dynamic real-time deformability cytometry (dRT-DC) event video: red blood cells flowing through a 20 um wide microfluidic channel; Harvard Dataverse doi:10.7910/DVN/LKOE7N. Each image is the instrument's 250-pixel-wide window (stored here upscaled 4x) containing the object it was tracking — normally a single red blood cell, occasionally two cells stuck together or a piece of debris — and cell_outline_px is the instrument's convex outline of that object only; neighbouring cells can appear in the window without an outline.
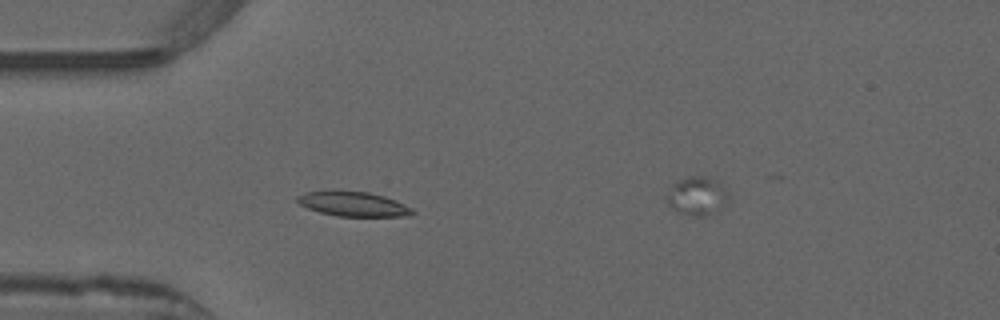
{"species": "common noctule bat (a hibernating species)", "species_latin": "Nyctalus noctula", "temperature_condition": "warm", "stored_images_in_passage": 34, "camera_frame_rate_fps": 3000, "um_per_image_px": 0.085, "animal": {"sex": "male", "forearm_length_mm": 52.5}, "frame": {"image": 1, "passage_image": 2, "time_ms": 0.333, "image_size_px": [1000, 320], "cell_outline_px": [[416, 212], [412, 216], [336, 216], [320, 212], [308, 208], [300, 204], [296, 200], [296, 196], [304, 192], [332, 188], [368, 192], [384, 196], [396, 200], [412, 208]], "centroid_in_image_um": [29.99, 17.3], "position_along_channel_um": 55.0, "area_um2": 17.17}}
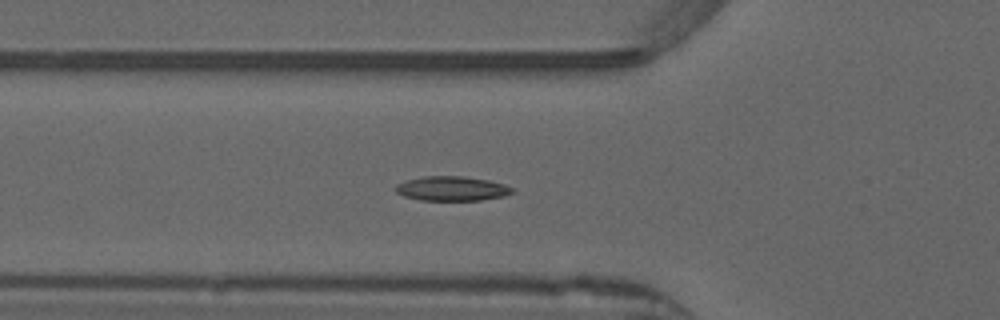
{"frame": {"image": 2, "passage_image": 5, "time_ms": 1.333, "image_size_px": [1000, 320], "cell_outline_px": [[512, 192], [504, 196], [480, 200], [420, 200], [404, 196], [396, 192], [396, 184], [408, 180], [424, 176], [464, 176], [488, 180], [504, 184], [512, 188]], "centroid_in_image_um": [38.4, 16.02], "position_along_channel_um": 87.4, "area_um2": 16.47}}
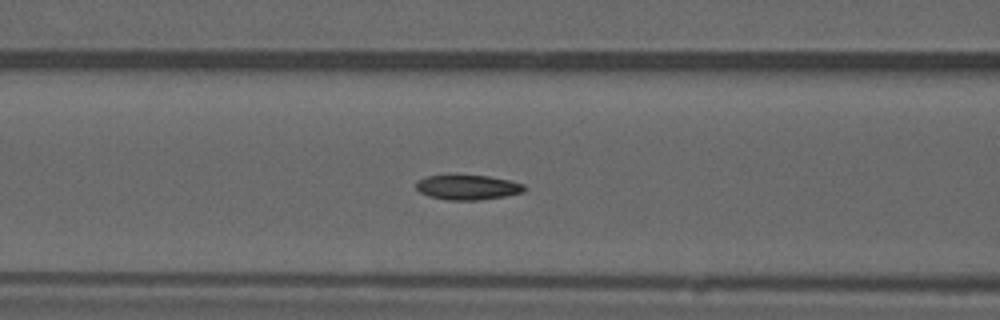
{"frame": {"image": 3, "passage_image": 8, "time_ms": 2.333, "image_size_px": [1000, 320], "cell_outline_px": [[528, 188], [524, 192], [504, 196], [476, 200], [448, 200], [428, 196], [420, 192], [416, 188], [416, 180], [428, 176], [448, 172], [456, 172], [488, 176], [508, 180], [524, 184]], "centroid_in_image_um": [39.7, 15.86], "position_along_channel_um": 126.9, "area_um2": 16.47}}